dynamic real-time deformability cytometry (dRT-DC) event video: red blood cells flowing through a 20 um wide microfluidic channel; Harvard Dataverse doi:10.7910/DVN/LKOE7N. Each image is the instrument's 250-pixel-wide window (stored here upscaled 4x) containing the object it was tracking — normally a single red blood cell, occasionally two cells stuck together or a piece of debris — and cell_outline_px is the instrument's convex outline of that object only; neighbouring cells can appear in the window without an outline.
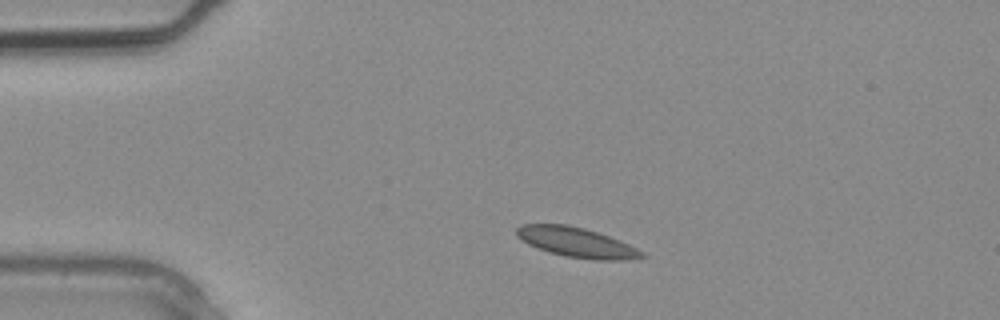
{"species": "common noctule bat (a hibernating species)", "species_latin": "Nyctalus noctula", "temperature_condition": "warm", "stored_images_in_passage": 2, "camera_frame_rate_fps": 3000, "um_per_image_px": 0.085, "animal": {"sex": "male", "body_mass_g": 20.4}, "frame": {"image": 1, "passage_image": 1, "time_ms": 0.0, "image_size_px": [1000, 320], "cell_outline_px": [[648, 256], [628, 260], [596, 260], [568, 256], [548, 252], [536, 248], [528, 244], [516, 236], [516, 228], [520, 224], [568, 224], [584, 228], [620, 240], [644, 252]], "centroid_in_image_um": [49.0, 20.6], "position_along_channel_um": 36.0, "area_um2": 21.79}}